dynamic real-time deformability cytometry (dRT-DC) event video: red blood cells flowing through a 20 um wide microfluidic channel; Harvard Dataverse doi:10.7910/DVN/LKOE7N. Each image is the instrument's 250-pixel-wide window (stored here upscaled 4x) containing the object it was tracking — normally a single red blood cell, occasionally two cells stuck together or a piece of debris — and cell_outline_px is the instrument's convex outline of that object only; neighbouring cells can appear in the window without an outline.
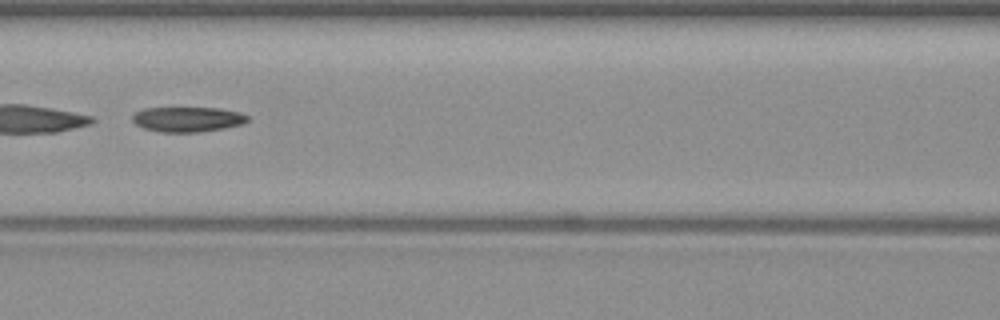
{"species": "common noctule bat (a hibernating species)", "species_latin": "Nyctalus noctula", "temperature_condition": "warm", "stored_images_in_passage": 45, "camera_frame_rate_fps": 3000, "um_per_image_px": 0.085, "animal": {"sex": "female", "body_mass_g": 19.3, "forearm_length_mm": 54.1}, "frame": {"image": 1, "passage_image": 16, "time_ms": 5.0, "image_size_px": [1000, 320], "cell_outline_px": [[248, 120], [244, 124], [224, 128], [200, 132], [160, 132], [144, 128], [136, 124], [132, 120], [132, 116], [136, 112], [144, 108], [220, 108], [240, 112], [248, 116]], "centroid_in_image_um": [15.96, 10.14], "position_along_channel_um": 150.6, "area_um2": 16.82}}
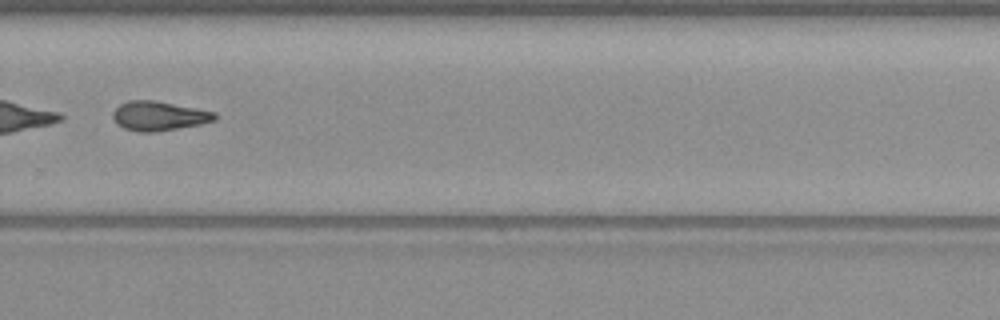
{"frame": {"image": 2, "passage_image": 29, "time_ms": 9.333, "image_size_px": [1000, 320], "cell_outline_px": [[216, 120], [200, 124], [156, 132], [136, 132], [124, 128], [116, 124], [112, 116], [112, 112], [120, 104], [128, 100], [156, 100], [216, 112]], "centroid_in_image_um": [13.48, 9.85], "position_along_channel_um": 316.3, "area_um2": 17.57}, "authors_computed_cell_mechanics": {"area_um2": 17.2244, "velocity_mm_per_s": 3.8381, "shape_relaxation_time_tau1_ms": null, "shape_relaxation_time_tau2_ms": 6.8704, "deformation_change_tau1": null, "deformation_change_tau2": 0.1605}}